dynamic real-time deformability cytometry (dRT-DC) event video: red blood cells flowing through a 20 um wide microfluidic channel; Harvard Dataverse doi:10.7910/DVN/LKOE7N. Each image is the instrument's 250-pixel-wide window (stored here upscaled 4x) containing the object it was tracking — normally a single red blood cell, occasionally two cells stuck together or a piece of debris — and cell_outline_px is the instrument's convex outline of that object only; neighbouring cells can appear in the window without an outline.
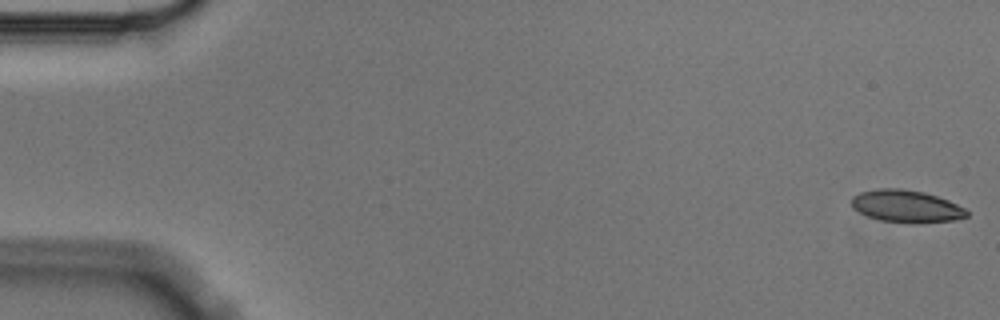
{"species": "Egyptian fruit bat (a non-hibernating species)", "species_latin": "Rousettus aegyptiacus", "temperature_condition": "cold", "stored_images_in_passage": 7, "camera_frame_rate_fps": 3000, "um_per_image_px": 0.085, "animal": {"sex": "male"}, "frame": {"image": 1, "passage_image": 1, "time_ms": 0.0, "image_size_px": [1000, 320], "cell_outline_px": [[968, 216], [956, 220], [912, 224], [880, 220], [868, 216], [852, 208], [852, 196], [860, 192], [876, 188], [900, 188], [924, 192], [948, 200], [964, 208], [968, 212]], "centroid_in_image_um": [77.03, 17.53], "position_along_channel_um": 8.0, "area_um2": 21.85}}
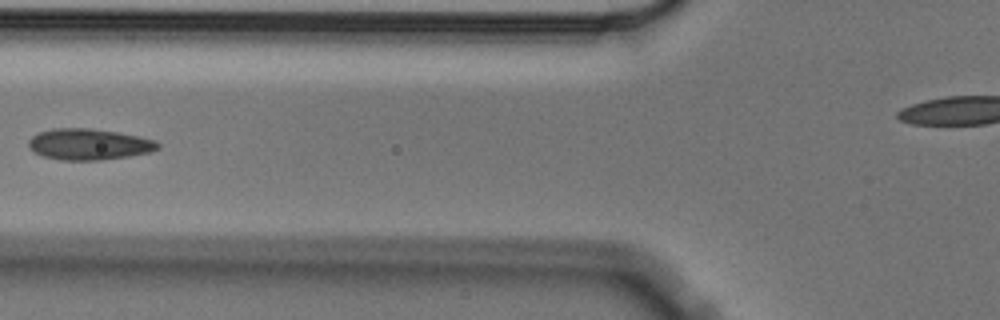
{"frame": {"image": 2, "passage_image": 6, "time_ms": 1.667, "image_size_px": [1000, 320], "cell_outline_px": [[160, 148], [152, 152], [128, 156], [100, 160], [60, 160], [44, 156], [32, 152], [28, 144], [28, 140], [32, 136], [40, 132], [52, 128], [88, 128], [120, 132], [156, 140], [160, 144]], "centroid_in_image_um": [7.57, 12.26], "position_along_channel_um": 118.2, "area_um2": 23.64}}
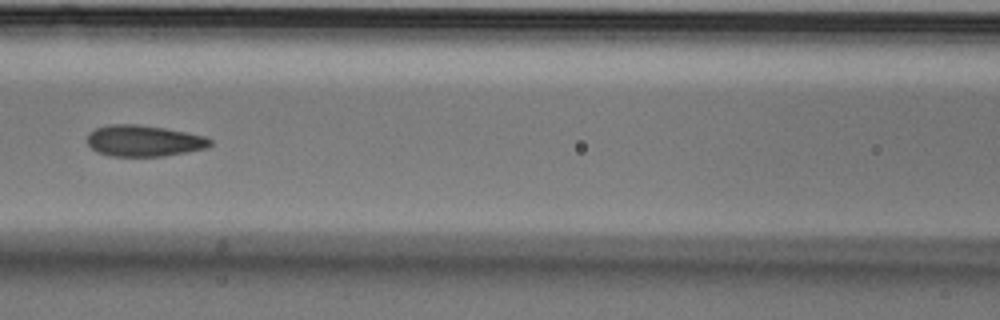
{"frame": {"image": 3, "passage_image": 7, "time_ms": 2.0, "image_size_px": [1000, 320], "cell_outline_px": [[212, 144], [208, 148], [188, 152], [164, 156], [108, 156], [96, 152], [88, 144], [88, 132], [96, 128], [108, 124], [136, 124], [164, 128], [204, 136], [212, 140]], "centroid_in_image_um": [12.22, 11.97], "position_along_channel_um": 154.4, "area_um2": 22.48}}